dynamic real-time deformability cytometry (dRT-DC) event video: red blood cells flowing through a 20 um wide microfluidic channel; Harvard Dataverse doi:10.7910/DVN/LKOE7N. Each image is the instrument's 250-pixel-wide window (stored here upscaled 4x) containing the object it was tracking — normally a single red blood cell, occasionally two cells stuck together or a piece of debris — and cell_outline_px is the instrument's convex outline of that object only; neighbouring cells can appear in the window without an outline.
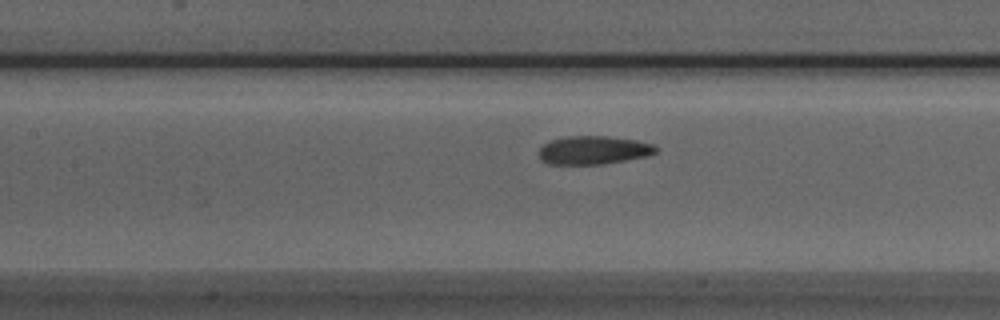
{"species": "Egyptian fruit bat (a non-hibernating species)", "species_latin": "Rousettus aegyptiacus", "temperature_condition": "room temperature", "stored_images_in_passage": 41, "camera_frame_rate_fps": 3000, "um_per_image_px": 0.085, "animal": {"sex": "male"}, "frame": {"image": 1, "passage_image": 21, "time_ms": 6.667, "image_size_px": [1000, 320], "cell_outline_px": [[660, 148], [656, 152], [648, 156], [600, 164], [548, 164], [540, 160], [540, 148], [548, 140], [568, 136], [608, 136], [636, 140], [652, 144]], "centroid_in_image_um": [50.44, 12.75], "position_along_channel_um": 157.0, "area_um2": 19.36}}
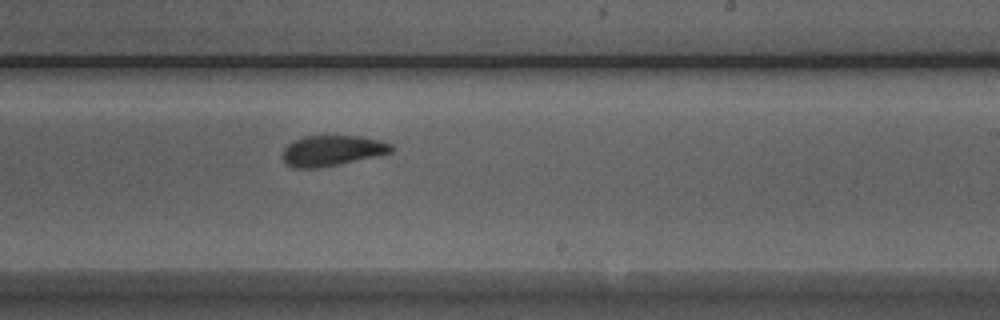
{"frame": {"image": 2, "passage_image": 29, "time_ms": 9.333, "image_size_px": [1000, 320], "cell_outline_px": [[396, 148], [392, 152], [380, 156], [316, 168], [292, 168], [284, 160], [284, 148], [292, 140], [304, 136], [360, 136], [380, 140], [392, 144]], "centroid_in_image_um": [28.28, 12.79], "position_along_channel_um": 260.7, "area_um2": 19.42}}
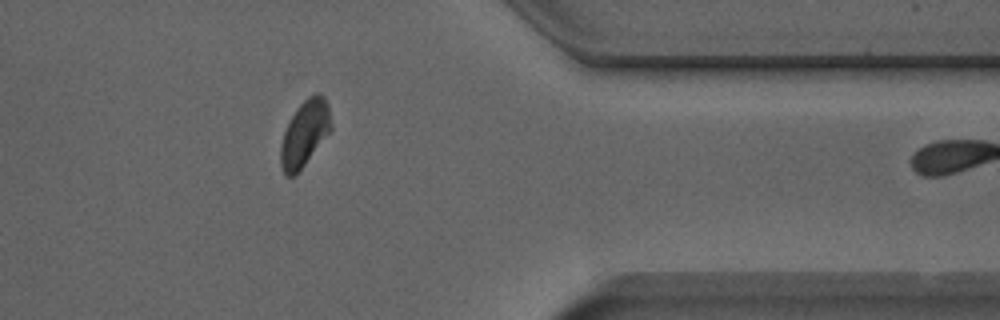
{"frame": {"image": 3, "passage_image": 40, "time_ms": 13.0, "image_size_px": [1000, 320], "cell_outline_px": [[332, 128], [304, 164], [292, 176], [284, 176], [280, 164], [280, 144], [288, 120], [300, 104], [308, 96], [316, 92], [320, 92], [324, 96], [328, 104], [332, 124]], "centroid_in_image_um": [25.88, 11.29], "position_along_channel_um": 385.5, "area_um2": 19.25}}